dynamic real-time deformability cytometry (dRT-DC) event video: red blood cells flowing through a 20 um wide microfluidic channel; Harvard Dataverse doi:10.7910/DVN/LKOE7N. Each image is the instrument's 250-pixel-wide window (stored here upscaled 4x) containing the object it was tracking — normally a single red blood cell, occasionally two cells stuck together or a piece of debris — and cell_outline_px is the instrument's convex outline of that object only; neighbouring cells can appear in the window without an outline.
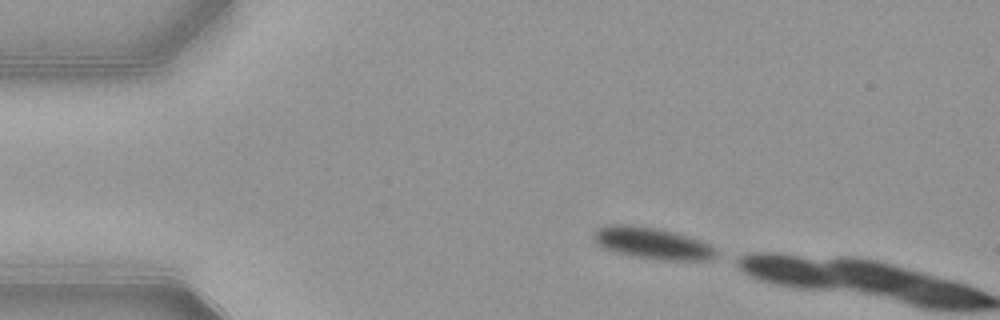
{"species": "common noctule bat (a hibernating species)", "species_latin": "Nyctalus noctula", "temperature_condition": "warm", "stored_images_in_passage": 3, "camera_frame_rate_fps": 3000, "um_per_image_px": 0.085, "animal": {"sex": "female", "body_mass_g": 21.9}, "frame": {"image": 1, "passage_image": 1, "time_ms": 0.0, "image_size_px": [1000, 320], "cell_outline_px": [[716, 256], [712, 260], [664, 260], [632, 256], [612, 252], [600, 248], [592, 240], [592, 236], [596, 228], [608, 224], [624, 224], [652, 228], [672, 232], [688, 236], [700, 240], [708, 244], [716, 252]], "centroid_in_image_um": [55.34, 20.68], "position_along_channel_um": 29.7, "area_um2": 22.6}}